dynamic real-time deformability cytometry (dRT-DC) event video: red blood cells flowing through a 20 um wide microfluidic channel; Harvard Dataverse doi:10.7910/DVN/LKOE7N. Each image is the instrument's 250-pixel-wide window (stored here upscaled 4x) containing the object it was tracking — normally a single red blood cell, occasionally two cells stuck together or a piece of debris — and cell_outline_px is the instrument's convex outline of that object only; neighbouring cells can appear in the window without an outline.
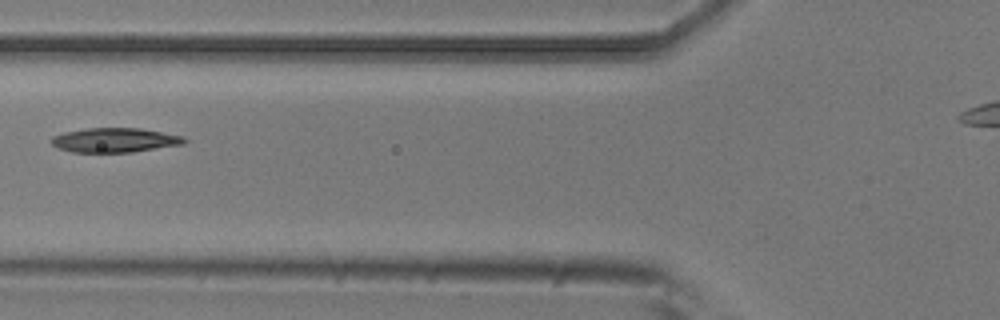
{"species": "common noctule bat (a hibernating species)", "species_latin": "Nyctalus noctula", "temperature_condition": "room temperature", "stored_images_in_passage": 6, "camera_frame_rate_fps": 3000, "um_per_image_px": 0.085, "animal": {"sex": "male", "body_mass_g": 20.5, "forearm_length_mm": 52.5}, "frame": {"image": 1, "passage_image": 6, "time_ms": 1.667, "image_size_px": [1000, 320], "cell_outline_px": [[188, 140], [184, 144], [132, 152], [72, 152], [60, 148], [52, 144], [48, 140], [52, 136], [64, 132], [88, 128], [140, 128], [184, 136]], "centroid_in_image_um": [9.76, 11.91], "position_along_channel_um": 116.0, "area_um2": 18.96}}